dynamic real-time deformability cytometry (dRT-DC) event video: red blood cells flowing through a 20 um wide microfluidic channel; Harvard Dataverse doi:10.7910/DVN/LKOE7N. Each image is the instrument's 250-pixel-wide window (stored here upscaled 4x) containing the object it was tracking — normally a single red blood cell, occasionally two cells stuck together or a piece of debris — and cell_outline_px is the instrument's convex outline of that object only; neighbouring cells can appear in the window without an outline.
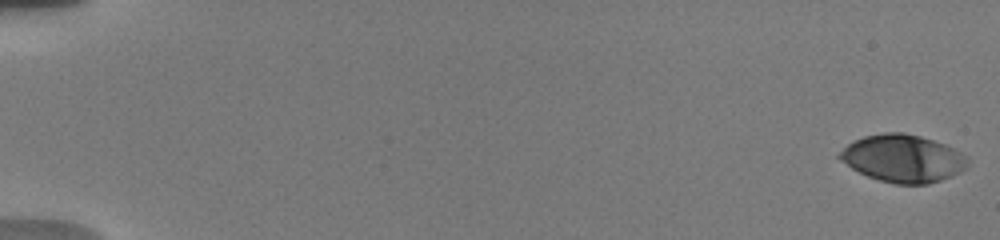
{"species": "human", "species_latin": "Homo sapiens", "temperature_condition": "warm", "stored_images_in_passage": 44, "camera_frame_rate_fps": 3000, "um_per_image_px": 0.085, "donor": {"sex": "male"}, "frame": {"image": 1, "passage_image": 1, "time_ms": 0.0, "image_size_px": [1000, 240], "cell_outline_px": [[968, 168], [952, 176], [928, 184], [896, 184], [880, 180], [868, 176], [852, 168], [840, 160], [836, 156], [852, 140], [864, 136], [884, 132], [904, 132], [920, 136], [944, 144], [968, 156]], "centroid_in_image_um": [76.75, 13.46], "position_along_channel_um": 8.2, "area_um2": 35.49}}
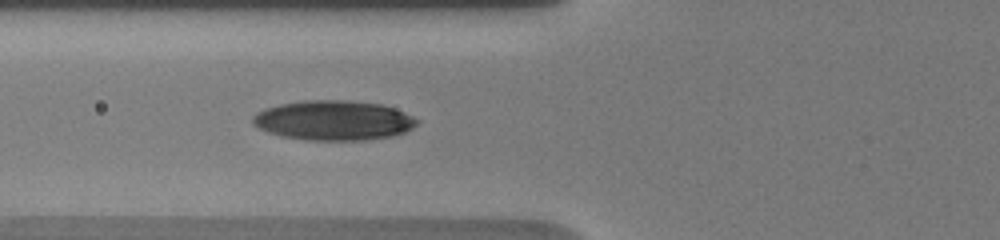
{"frame": {"image": 2, "passage_image": 27, "time_ms": 7.333, "image_size_px": [1000, 240], "cell_outline_px": [[420, 120], [412, 128], [404, 132], [392, 136], [364, 140], [304, 140], [280, 136], [268, 132], [252, 124], [252, 116], [256, 112], [264, 108], [280, 104], [300, 100], [348, 100], [380, 104], [404, 112]], "centroid_in_image_um": [28.31, 10.23], "position_along_channel_um": 97.5, "area_um2": 38.21}}
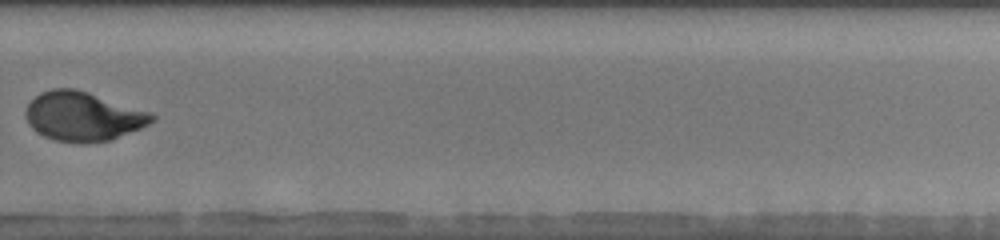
{"frame": {"image": 3, "passage_image": 41, "time_ms": 13.333, "image_size_px": [1000, 240], "cell_outline_px": [[156, 120], [140, 128], [112, 140], [56, 140], [44, 136], [32, 128], [28, 124], [24, 112], [28, 104], [40, 92], [52, 88], [76, 88], [152, 112], [156, 116]], "centroid_in_image_um": [7.07, 9.84], "position_along_channel_um": 322.7, "area_um2": 35.66}}